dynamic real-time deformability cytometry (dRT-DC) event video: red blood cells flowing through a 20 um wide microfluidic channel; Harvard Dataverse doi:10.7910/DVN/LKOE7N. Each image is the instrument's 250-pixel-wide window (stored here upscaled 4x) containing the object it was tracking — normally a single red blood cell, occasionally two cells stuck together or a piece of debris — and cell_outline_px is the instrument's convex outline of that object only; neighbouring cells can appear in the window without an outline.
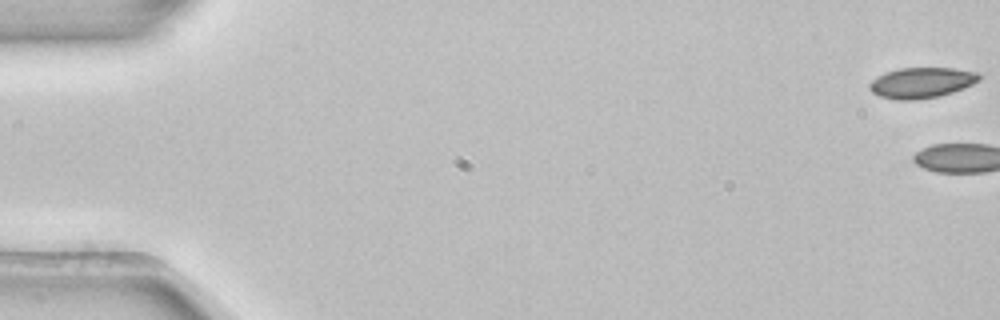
{"species": "common noctule bat (a hibernating species)", "species_latin": "Nyctalus noctula", "temperature_condition": "room temperature", "stored_images_in_passage": 5, "camera_frame_rate_fps": 3000, "um_per_image_px": 0.085, "animal": {"sex": "female", "body_mass_g": 22.7, "forearm_length_mm": 54.2}, "frame": {"image": 1, "passage_image": 1, "time_ms": 0.0, "image_size_px": [1000, 320], "cell_outline_px": [[980, 80], [972, 84], [952, 92], [936, 96], [916, 100], [900, 100], [880, 96], [872, 92], [868, 88], [868, 84], [872, 80], [884, 72], [900, 68], [952, 68], [976, 72], [980, 76]], "centroid_in_image_um": [78.29, 7.02], "position_along_channel_um": 6.7, "area_um2": 19.36}}